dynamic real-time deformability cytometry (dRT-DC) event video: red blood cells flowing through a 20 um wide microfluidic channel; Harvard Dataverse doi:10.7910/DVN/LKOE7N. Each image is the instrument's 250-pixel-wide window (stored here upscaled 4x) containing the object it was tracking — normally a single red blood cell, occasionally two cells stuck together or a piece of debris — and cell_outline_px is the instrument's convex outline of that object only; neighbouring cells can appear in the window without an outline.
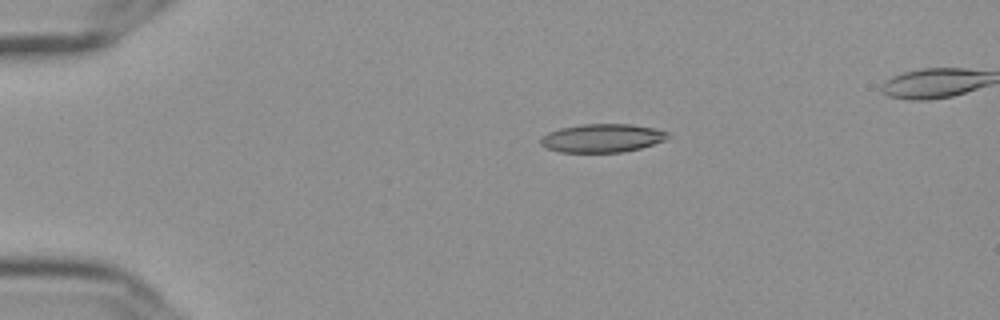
{"species": "Egyptian fruit bat (a non-hibernating species)", "species_latin": "Rousettus aegyptiacus", "temperature_condition": "cold", "stored_images_in_passage": 45, "camera_frame_rate_fps": 3000, "um_per_image_px": 0.085, "frame": {"image": 1, "passage_image": 1, "time_ms": 0.0, "image_size_px": [1000, 320], "cell_outline_px": [[668, 136], [664, 140], [640, 148], [624, 152], [560, 152], [544, 148], [540, 144], [540, 140], [548, 132], [560, 128], [580, 124], [628, 124], [656, 128], [668, 132]], "centroid_in_image_um": [51.15, 11.74], "position_along_channel_um": 33.8, "area_um2": 21.04}}
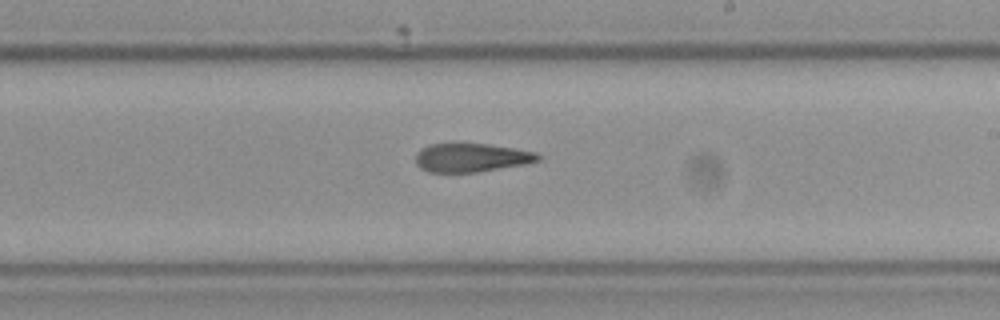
{"frame": {"image": 2, "passage_image": 23, "time_ms": 7.333, "image_size_px": [1000, 320], "cell_outline_px": [[540, 160], [524, 164], [476, 172], [428, 172], [420, 168], [416, 164], [416, 152], [428, 144], [456, 140], [460, 140], [488, 144], [536, 152], [540, 156]], "centroid_in_image_um": [39.98, 13.34], "position_along_channel_um": 249.0, "area_um2": 21.15}}
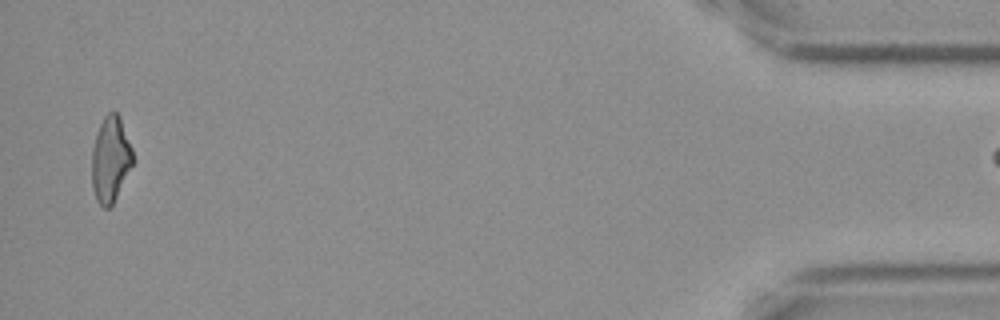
{"frame": {"image": 3, "passage_image": 44, "time_ms": 14.333, "image_size_px": [1000, 320], "cell_outline_px": [[132, 164], [112, 204], [108, 208], [104, 208], [96, 200], [92, 188], [92, 148], [100, 124], [104, 116], [108, 112], [116, 112], [120, 116], [132, 148]], "centroid_in_image_um": [9.37, 13.52], "position_along_channel_um": 425.8, "area_um2": 20.11}}